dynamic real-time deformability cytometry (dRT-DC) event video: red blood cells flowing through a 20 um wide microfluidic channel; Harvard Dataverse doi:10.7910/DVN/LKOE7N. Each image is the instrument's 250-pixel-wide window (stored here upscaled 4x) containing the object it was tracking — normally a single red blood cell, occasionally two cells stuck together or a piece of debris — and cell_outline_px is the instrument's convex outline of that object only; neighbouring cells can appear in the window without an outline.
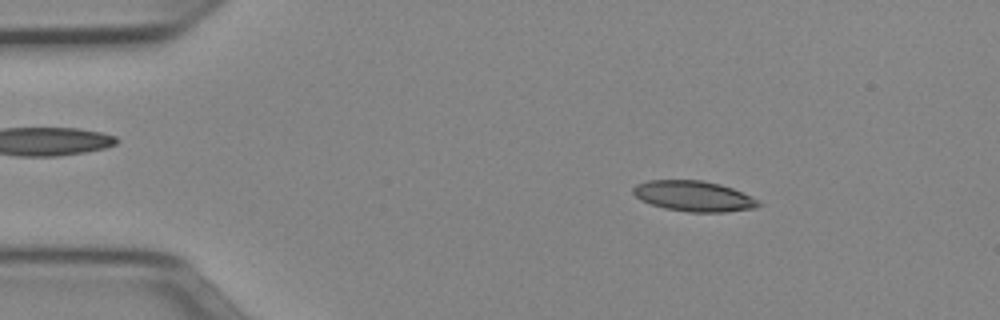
{"species": "Egyptian fruit bat (a non-hibernating species)", "species_latin": "Rousettus aegyptiacus", "temperature_condition": "cold", "stored_images_in_passage": 50, "camera_frame_rate_fps": 3000, "um_per_image_px": 0.085, "animal": {"sex": "female"}, "frame": {"image": 1, "passage_image": 7, "time_ms": 2.0, "image_size_px": [1000, 320], "cell_outline_px": [[764, 204], [756, 208], [724, 212], [688, 212], [664, 208], [640, 200], [632, 192], [632, 188], [636, 184], [648, 180], [700, 180], [720, 184], [732, 188], [752, 196], [760, 200]], "centroid_in_image_um": [59.0, 16.67], "position_along_channel_um": 26.0, "area_um2": 22.48}}
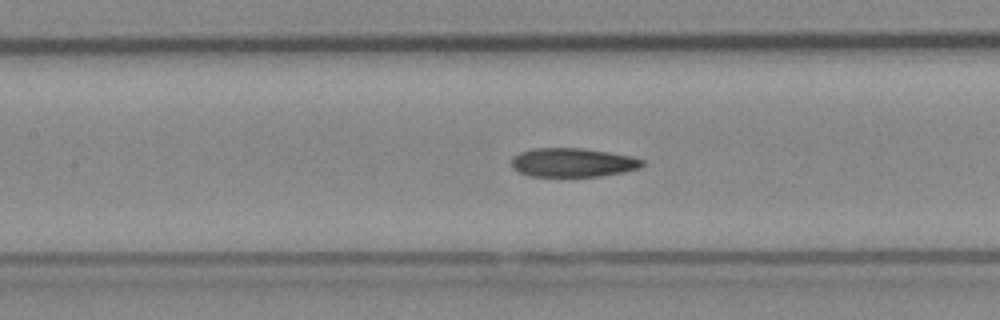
{"frame": {"image": 2, "passage_image": 22, "time_ms": 7.0, "image_size_px": [1000, 320], "cell_outline_px": [[644, 164], [640, 168], [624, 172], [600, 176], [528, 176], [516, 172], [512, 168], [512, 156], [520, 152], [532, 148], [584, 148], [632, 156], [644, 160]], "centroid_in_image_um": [48.66, 13.81], "position_along_channel_um": 158.7, "area_um2": 22.25}}
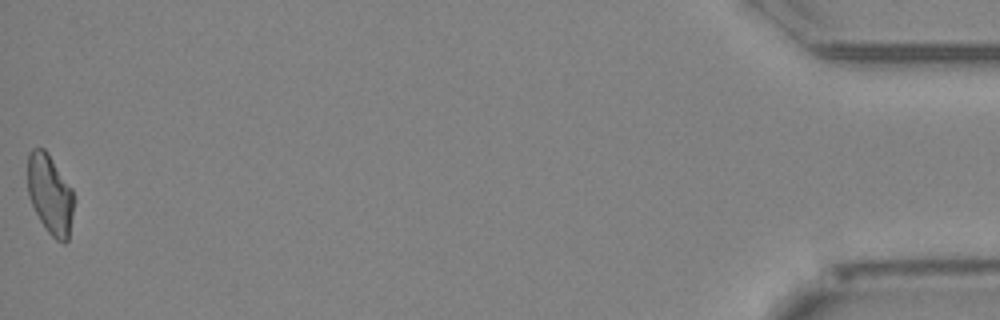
{"frame": {"image": 3, "passage_image": 50, "time_ms": 16.333, "image_size_px": [1000, 320], "cell_outline_px": [[72, 216], [68, 240], [64, 244], [56, 240], [48, 232], [40, 220], [28, 196], [28, 152], [32, 148], [44, 148], [48, 152], [72, 188]], "centroid_in_image_um": [4.24, 16.5], "position_along_channel_um": 431.0, "area_um2": 21.33}, "authors_computed_cell_mechanics": {"area_um2": 22.4842, "velocity_mm_per_s": 3.9526, "shape_relaxation_time_tau1_ms": 10.5352, "shape_relaxation_time_tau2_ms": 5.5352, "deformation_change_tau1": 0.2238, "deformation_change_tau2": 0.1491}}